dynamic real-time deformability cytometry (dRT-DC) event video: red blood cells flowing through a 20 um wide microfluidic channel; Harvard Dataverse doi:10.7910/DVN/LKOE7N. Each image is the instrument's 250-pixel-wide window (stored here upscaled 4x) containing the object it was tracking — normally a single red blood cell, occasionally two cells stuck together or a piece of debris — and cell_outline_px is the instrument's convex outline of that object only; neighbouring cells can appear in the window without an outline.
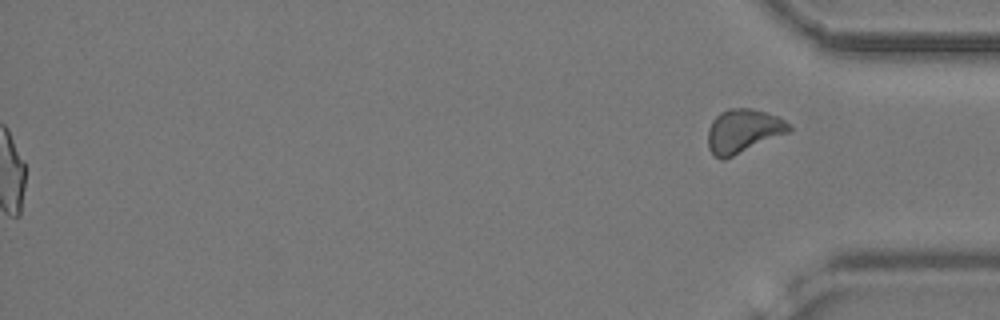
{"species": "common noctule bat (a hibernating species)", "species_latin": "Nyctalus noctula", "temperature_condition": "cold", "stored_images_in_passage": 51, "segment_of_instrument_passage": [2, 2], "camera_frame_rate_fps": 3000, "um_per_image_px": 0.085, "animal": {"sex": "female", "body_mass_g": 24.6, "forearm_length_mm": 56.2}, "frame": {"image": 1, "passage_image": 51, "time_ms": 16.667, "image_size_px": [1000, 320], "cell_outline_px": [[792, 132], [724, 160], [716, 156], [708, 148], [708, 128], [712, 120], [720, 112], [728, 108], [752, 108], [780, 116], [792, 128]], "centroid_in_image_um": [63.2, 11.13], "position_along_channel_um": 372.0, "area_um2": 21.04}}